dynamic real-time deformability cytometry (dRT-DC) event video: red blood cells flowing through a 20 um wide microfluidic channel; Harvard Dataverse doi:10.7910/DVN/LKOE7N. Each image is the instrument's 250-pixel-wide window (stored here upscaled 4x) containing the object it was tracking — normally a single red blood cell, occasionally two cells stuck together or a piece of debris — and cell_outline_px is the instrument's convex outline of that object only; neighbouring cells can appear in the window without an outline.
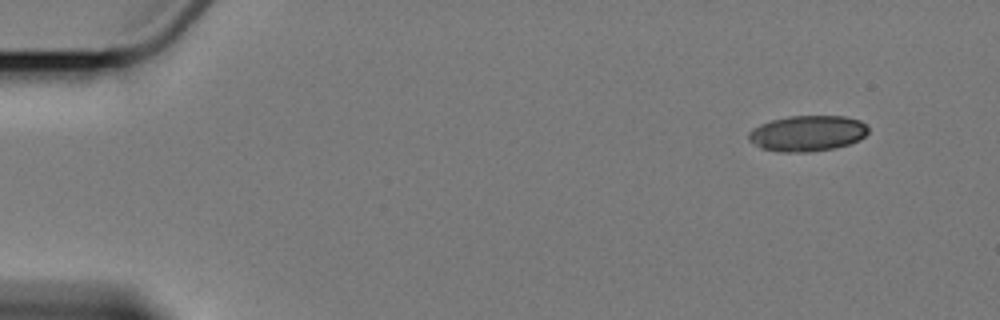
{"species": "Egyptian fruit bat (a non-hibernating species)", "species_latin": "Rousettus aegyptiacus", "temperature_condition": "cold", "stored_images_in_passage": 5, "camera_frame_rate_fps": 3000, "um_per_image_px": 0.085, "animal": {"sex": "female"}, "frame": {"image": 1, "passage_image": 1, "time_ms": 0.0, "image_size_px": [1000, 320], "cell_outline_px": [[868, 132], [864, 136], [848, 144], [832, 148], [804, 152], [780, 152], [764, 148], [756, 144], [748, 136], [748, 132], [760, 124], [772, 120], [788, 116], [844, 116], [860, 120], [868, 128]], "centroid_in_image_um": [68.64, 11.32], "position_along_channel_um": 16.4, "area_um2": 24.45}}
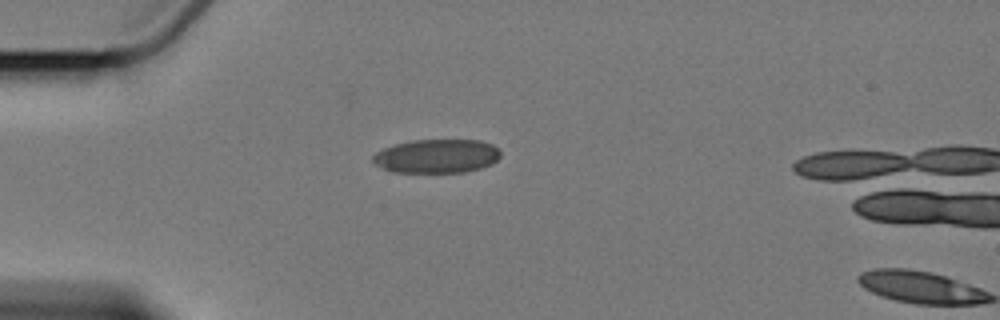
{"frame": {"image": 2, "passage_image": 4, "time_ms": 3.667, "image_size_px": [1000, 320], "cell_outline_px": [[500, 156], [492, 164], [480, 168], [464, 172], [392, 172], [372, 164], [372, 156], [376, 152], [384, 148], [396, 144], [412, 140], [480, 140], [492, 144], [500, 152]], "centroid_in_image_um": [37.09, 13.27], "position_along_channel_um": 47.9, "area_um2": 25.2}}